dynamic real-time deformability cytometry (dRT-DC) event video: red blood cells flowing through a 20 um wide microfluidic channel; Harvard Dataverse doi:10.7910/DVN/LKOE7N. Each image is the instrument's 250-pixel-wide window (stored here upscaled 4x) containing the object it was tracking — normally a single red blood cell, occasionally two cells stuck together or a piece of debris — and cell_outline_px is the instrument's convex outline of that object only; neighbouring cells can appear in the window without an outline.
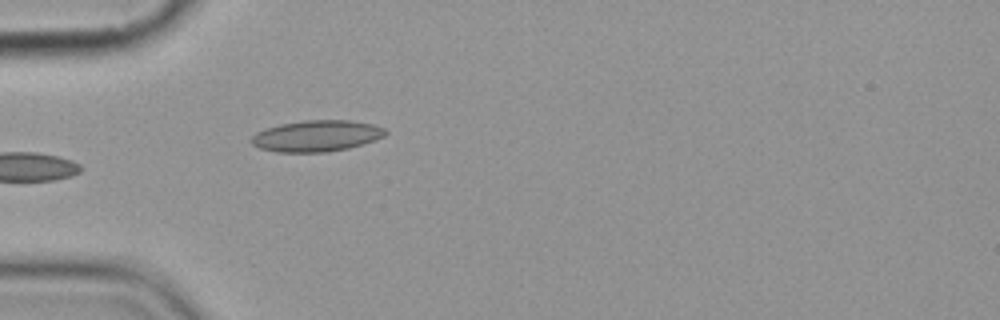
{"species": "common noctule bat (a hibernating species)", "species_latin": "Nyctalus noctula", "temperature_condition": "cold", "stored_images_in_passage": 5, "camera_frame_rate_fps": 3000, "um_per_image_px": 0.085, "animal": {"sex": "female", "body_mass_g": 19.9}, "frame": {"image": 1, "passage_image": 5, "time_ms": 4.667, "image_size_px": [1000, 320], "cell_outline_px": [[388, 132], [384, 136], [376, 140], [348, 148], [328, 152], [276, 152], [260, 148], [252, 144], [248, 140], [256, 132], [264, 128], [280, 124], [304, 120], [348, 120], [372, 124], [384, 128]], "centroid_in_image_um": [26.88, 11.55], "position_along_channel_um": 58.1, "area_um2": 24.57}}